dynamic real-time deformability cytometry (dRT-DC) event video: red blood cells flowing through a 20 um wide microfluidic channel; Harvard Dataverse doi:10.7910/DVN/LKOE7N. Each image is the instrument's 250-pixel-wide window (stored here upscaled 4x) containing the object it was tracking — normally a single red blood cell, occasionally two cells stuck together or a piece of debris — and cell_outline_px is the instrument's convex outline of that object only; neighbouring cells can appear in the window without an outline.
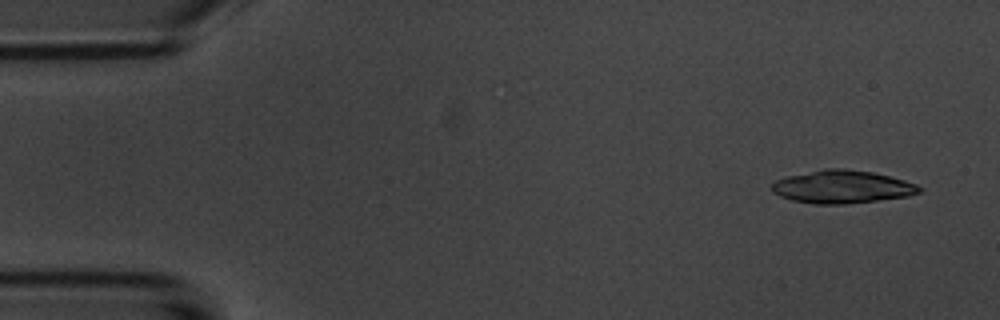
{"species": "common noctule bat (a hibernating species)", "species_latin": "Nyctalus noctula", "temperature_condition": "room temperature", "stored_images_in_passage": 4, "camera_frame_rate_fps": 3000, "um_per_image_px": 0.085, "animal": {"sex": "male", "body_mass_g": 20.1, "forearm_length_mm": 53.5}, "frame": {"image": 1, "passage_image": 1, "time_ms": 0.0, "image_size_px": [1000, 320], "cell_outline_px": [[924, 188], [920, 192], [908, 196], [844, 204], [816, 204], [792, 200], [780, 196], [772, 192], [772, 184], [776, 180], [784, 176], [824, 168], [844, 168], [872, 172], [904, 180], [916, 184]], "centroid_in_image_um": [71.55, 15.87], "position_along_channel_um": 13.4, "area_um2": 28.32}}